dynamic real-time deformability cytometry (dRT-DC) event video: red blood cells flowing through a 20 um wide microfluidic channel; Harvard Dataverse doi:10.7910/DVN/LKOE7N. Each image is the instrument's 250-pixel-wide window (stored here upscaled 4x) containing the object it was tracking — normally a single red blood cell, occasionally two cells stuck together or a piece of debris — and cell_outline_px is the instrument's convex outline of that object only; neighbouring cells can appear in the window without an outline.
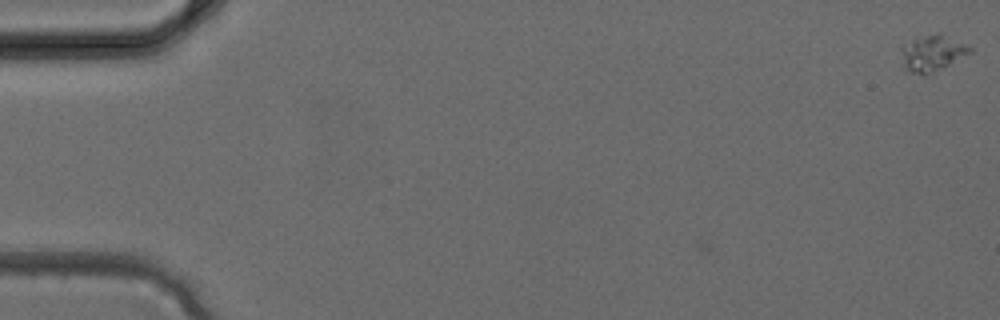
{"species": "common noctule bat (a hibernating species)", "species_latin": "Nyctalus noctula", "temperature_condition": "cold", "stored_images_in_passage": 4, "camera_frame_rate_fps": 3000, "um_per_image_px": 0.085, "animal": {"sex": "female", "body_mass_g": 24.6, "forearm_length_mm": 56.2}, "frame": {"image": 1, "passage_image": 1, "time_ms": 0.0, "image_size_px": [1000, 320], "cell_outline_px": [[972, 52], [924, 76], [908, 72], [900, 68], [900, 48], [912, 40], [936, 32], [964, 44], [972, 48]], "centroid_in_image_um": [79.13, 4.56], "position_along_channel_um": 5.9, "area_um2": 14.39}}
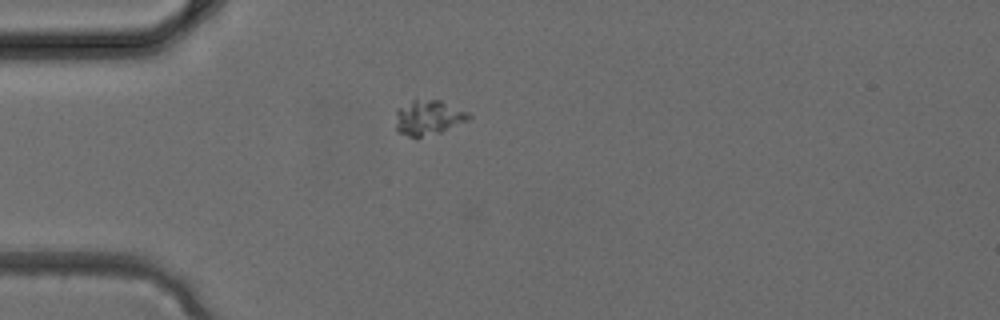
{"frame": {"image": 2, "passage_image": 4, "time_ms": 1.0, "image_size_px": [1000, 320], "cell_outline_px": [[472, 116], [468, 120], [440, 132], [416, 140], [396, 132], [396, 108], [412, 100], [440, 100], [468, 112]], "centroid_in_image_um": [36.36, 10.03], "position_along_channel_um": 48.6, "area_um2": 15.14}}